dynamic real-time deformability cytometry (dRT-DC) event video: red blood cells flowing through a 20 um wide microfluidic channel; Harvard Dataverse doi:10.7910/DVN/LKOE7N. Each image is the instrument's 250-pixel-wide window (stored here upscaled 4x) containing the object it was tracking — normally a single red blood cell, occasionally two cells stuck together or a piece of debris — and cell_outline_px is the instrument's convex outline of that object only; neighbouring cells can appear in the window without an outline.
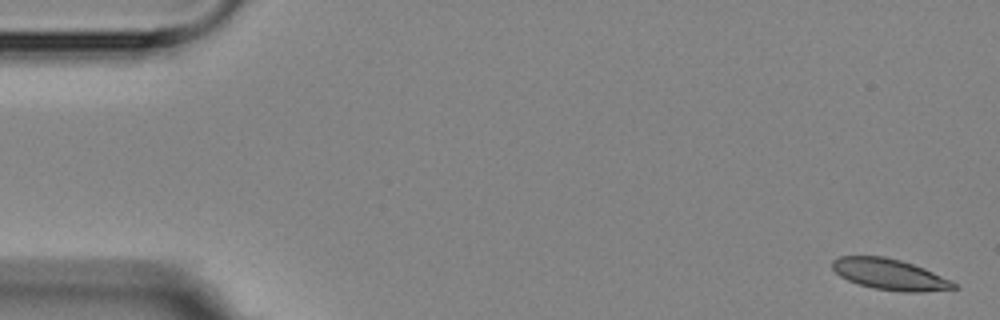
{"species": "Egyptian fruit bat (a non-hibernating species)", "species_latin": "Rousettus aegyptiacus", "temperature_condition": "room temperature", "stored_images_in_passage": 4, "camera_frame_rate_fps": 3000, "um_per_image_px": 0.085, "animal": {"sex": "female"}, "frame": {"image": 1, "passage_image": 1, "time_ms": 0.0, "image_size_px": [1000, 320], "cell_outline_px": [[960, 288], [924, 292], [904, 292], [872, 288], [848, 280], [840, 276], [832, 268], [832, 260], [840, 256], [884, 256], [900, 260], [924, 268], [952, 280]], "centroid_in_image_um": [75.66, 23.33], "position_along_channel_um": 9.3, "area_um2": 21.96}}